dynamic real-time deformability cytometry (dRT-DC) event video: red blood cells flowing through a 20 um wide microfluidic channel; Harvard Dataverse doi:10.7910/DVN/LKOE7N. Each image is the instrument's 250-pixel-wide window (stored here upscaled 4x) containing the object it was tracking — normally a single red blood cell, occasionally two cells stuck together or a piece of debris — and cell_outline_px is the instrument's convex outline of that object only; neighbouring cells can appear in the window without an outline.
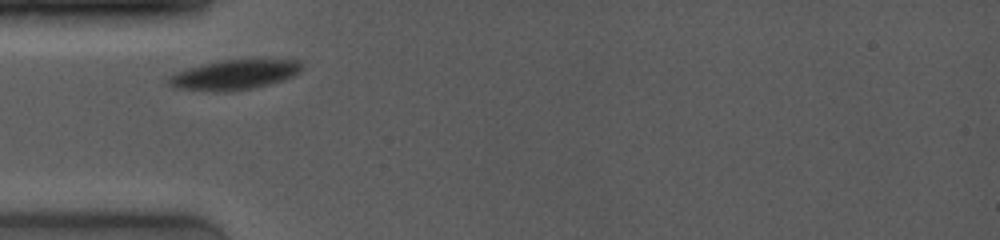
{"species": "common noctule bat (a hibernating species)", "species_latin": "Nyctalus noctula", "temperature_condition": "room temperature", "stored_images_in_passage": 27, "camera_frame_rate_fps": 4000, "um_per_image_px": 0.085, "animal": {"sex": "female", "body_mass_g": 19.0, "forearm_length_mm": 53.3}, "frame": {"image": 1, "passage_image": 1, "time_ms": 0.0, "image_size_px": [1000, 240], "cell_outline_px": [[300, 72], [284, 80], [252, 88], [232, 92], [216, 92], [176, 88], [168, 84], [168, 76], [176, 72], [188, 68], [220, 60], [296, 60], [300, 64]], "centroid_in_image_um": [19.86, 6.37], "position_along_channel_um": 65.1, "area_um2": 22.95}}
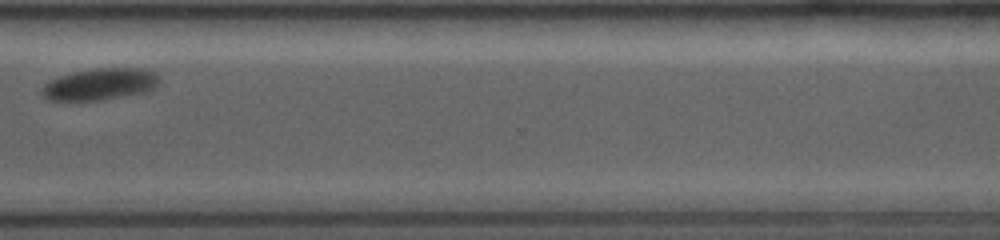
{"frame": {"image": 2, "passage_image": 20, "time_ms": 8.0, "image_size_px": [1000, 240], "cell_outline_px": [[160, 80], [152, 88], [144, 92], [100, 100], [48, 100], [44, 96], [44, 88], [52, 80], [60, 76], [72, 72], [96, 68], [140, 68], [152, 72]], "centroid_in_image_um": [8.52, 7.15], "position_along_channel_um": 362.1, "area_um2": 20.98}}
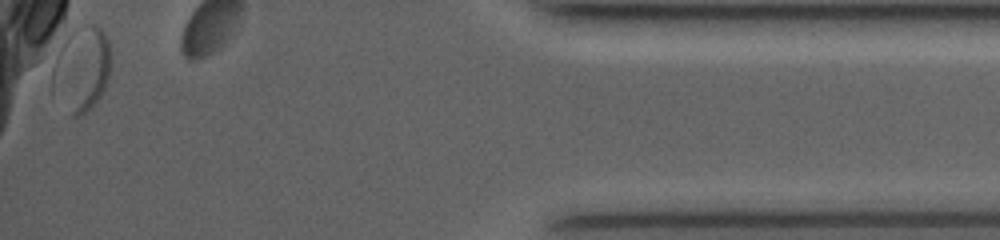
{"frame": {"image": 3, "passage_image": 26, "time_ms": 10.25, "image_size_px": [1000, 240], "cell_outline_px": [[108, 76], [104, 88], [100, 96], [92, 108], [76, 116], [72, 116], [72, 112], [92, 28], [100, 28], [104, 32], [108, 40]], "centroid_in_image_um": [7.88, 6.19], "position_along_channel_um": 427.3, "area_um2": 13.58}, "authors_computed_cell_mechanics": {"area_um2": 22.9466, "velocity_mm_per_s": 3.7106, "shape_relaxation_time_tau1_ms": 2.5817, "shape_relaxation_time_tau2_ms": null, "deformation_change_tau1": 0.095, "deformation_change_tau2": null}}